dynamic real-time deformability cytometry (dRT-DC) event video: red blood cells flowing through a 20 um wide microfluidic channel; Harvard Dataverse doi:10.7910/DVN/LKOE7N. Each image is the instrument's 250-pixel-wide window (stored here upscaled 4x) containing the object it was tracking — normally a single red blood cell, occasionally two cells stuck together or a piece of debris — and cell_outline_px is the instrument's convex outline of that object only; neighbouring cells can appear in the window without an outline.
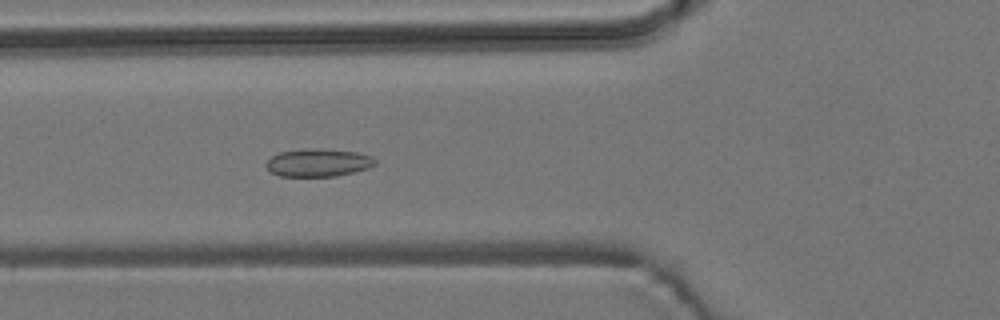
{"species": "common noctule bat (a hibernating species)", "species_latin": "Nyctalus noctula", "temperature_condition": "room temperature", "stored_images_in_passage": 53, "camera_frame_rate_fps": 3000, "um_per_image_px": 0.085, "animal": {"sex": "male", "body_mass_g": 19.2, "forearm_length_mm": 51.8}, "frame": {"image": 1, "passage_image": 19, "time_ms": 6.0, "image_size_px": [1000, 320], "cell_outline_px": [[376, 164], [368, 168], [336, 176], [280, 176], [272, 172], [264, 164], [272, 156], [280, 152], [308, 148], [312, 148], [356, 152], [372, 156], [376, 160]], "centroid_in_image_um": [27.05, 13.82], "position_along_channel_um": 98.8, "area_um2": 17.51}}
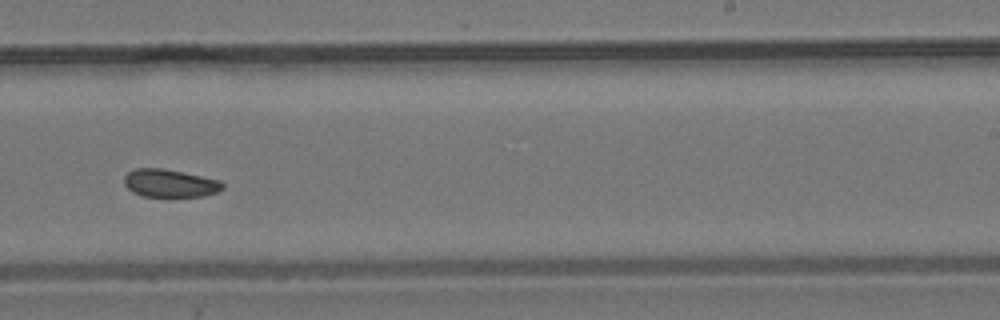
{"frame": {"image": 2, "passage_image": 33, "time_ms": 10.667, "image_size_px": [1000, 320], "cell_outline_px": [[224, 188], [216, 192], [204, 196], [140, 196], [132, 192], [124, 184], [124, 176], [128, 172], [136, 168], [160, 168], [220, 180], [224, 184]], "centroid_in_image_um": [14.41, 15.58], "position_along_channel_um": 274.6, "area_um2": 15.84}}
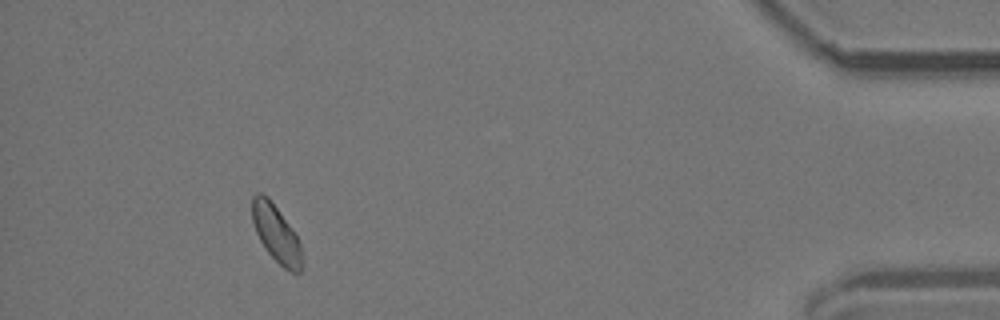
{"frame": {"image": 3, "passage_image": 49, "time_ms": 16.0, "image_size_px": [1000, 320], "cell_outline_px": [[304, 268], [300, 272], [292, 272], [284, 268], [264, 248], [256, 232], [252, 220], [252, 196], [256, 192], [260, 192], [268, 196], [288, 224], [296, 236], [300, 244], [304, 264]], "centroid_in_image_um": [23.48, 19.87], "position_along_channel_um": 411.7, "area_um2": 16.53}, "authors_computed_cell_mechanics": {"area_um2": 16.8776, "velocity_mm_per_s": 3.7754, "shape_relaxation_time_tau1_ms": null, "shape_relaxation_time_tau2_ms": 9.8996, "deformation_change_tau1": null, "deformation_change_tau2": 0.1022}}